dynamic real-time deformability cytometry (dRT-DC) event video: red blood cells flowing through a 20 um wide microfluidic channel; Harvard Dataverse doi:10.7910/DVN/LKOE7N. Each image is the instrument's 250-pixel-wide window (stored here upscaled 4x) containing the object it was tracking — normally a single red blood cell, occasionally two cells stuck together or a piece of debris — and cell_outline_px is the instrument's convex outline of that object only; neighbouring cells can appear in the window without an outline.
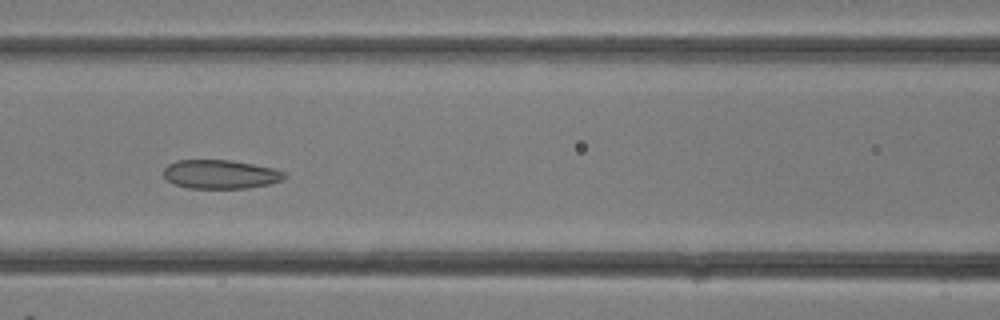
{"species": "common noctule bat (a hibernating species)", "species_latin": "Nyctalus noctula", "temperature_condition": "room temperature", "stored_images_in_passage": 31, "camera_frame_rate_fps": 3000, "um_per_image_px": 0.085, "animal": {"sex": "female"}, "frame": {"image": 1, "passage_image": 14, "time_ms": 4.333, "image_size_px": [1000, 320], "cell_outline_px": [[288, 176], [284, 180], [268, 184], [248, 188], [188, 188], [172, 184], [164, 176], [164, 168], [168, 164], [176, 160], [232, 160], [276, 168], [284, 172]], "centroid_in_image_um": [18.76, 14.81], "position_along_channel_um": 147.8, "area_um2": 20.58}}
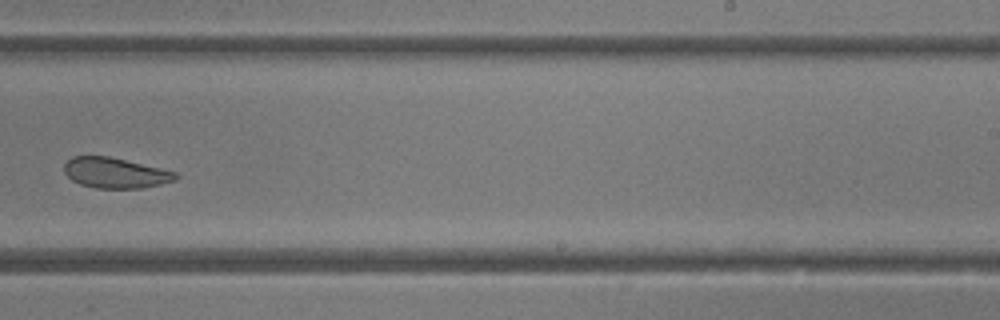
{"frame": {"image": 2, "passage_image": 20, "time_ms": 6.333, "image_size_px": [1000, 320], "cell_outline_px": [[180, 176], [176, 180], [160, 184], [140, 188], [96, 188], [80, 184], [72, 180], [64, 172], [64, 164], [72, 156], [108, 156], [160, 168], [176, 172]], "centroid_in_image_um": [9.79, 14.69], "position_along_channel_um": 279.2, "area_um2": 19.65}}
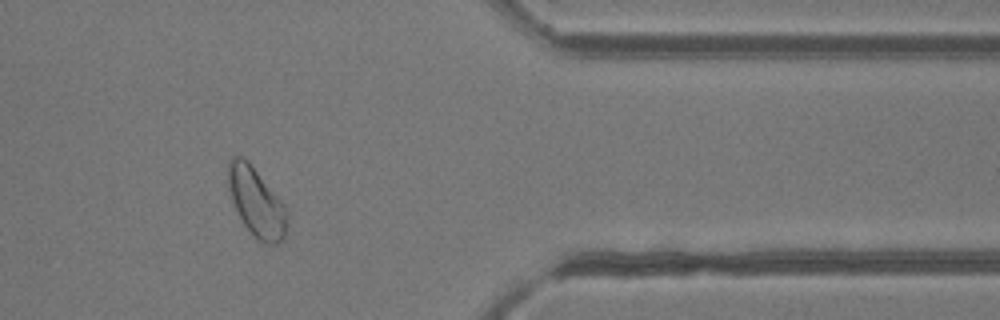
{"frame": {"image": 3, "passage_image": 26, "time_ms": 8.333, "image_size_px": [1000, 320], "cell_outline_px": [[288, 216], [284, 236], [276, 244], [264, 244], [244, 224], [236, 212], [228, 188], [228, 160], [232, 156], [244, 156], [248, 160], [284, 204], [288, 212]], "centroid_in_image_um": [21.77, 17.14], "position_along_channel_um": 389.6, "area_um2": 23.52}}